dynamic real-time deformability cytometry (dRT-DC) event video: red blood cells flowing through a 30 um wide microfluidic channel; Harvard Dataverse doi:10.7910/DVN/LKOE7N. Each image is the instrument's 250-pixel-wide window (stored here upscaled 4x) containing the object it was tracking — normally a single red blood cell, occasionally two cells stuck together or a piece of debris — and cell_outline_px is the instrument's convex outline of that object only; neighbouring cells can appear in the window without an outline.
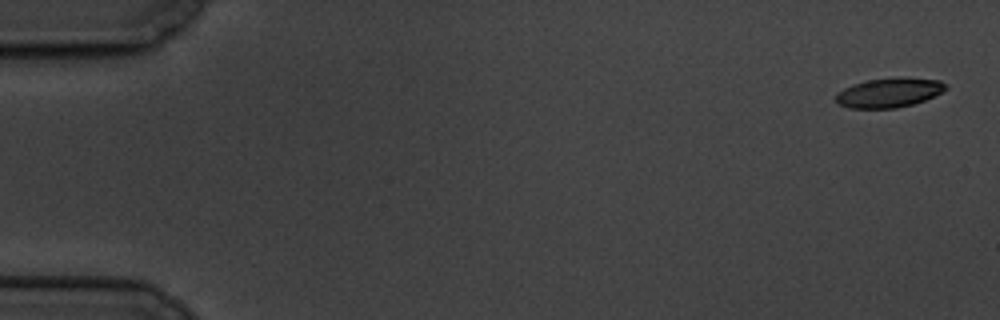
{"species": "common noctule bat (a hibernating species)", "species_latin": "Nyctalus noctula", "temperature_condition": "cold", "stored_images_in_passage": 5, "camera_frame_rate_fps": 3000, "um_per_image_px": 0.085, "animal": {"sex": "male", "body_mass_g": 19.5, "forearm_length_mm": 54.6}, "frame": {"image": 1, "passage_image": 1, "time_ms": 0.0, "image_size_px": [1000, 320], "cell_outline_px": [[948, 88], [924, 100], [912, 104], [896, 108], [848, 108], [840, 104], [836, 100], [836, 96], [844, 88], [852, 84], [868, 80], [900, 76], [940, 80], [948, 84]], "centroid_in_image_um": [75.6, 7.85], "position_along_channel_um": 9.4, "area_um2": 18.84}}
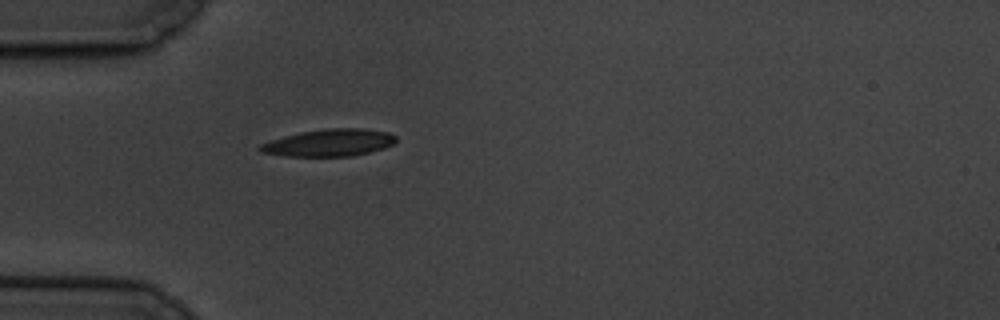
{"frame": {"image": 2, "passage_image": 5, "time_ms": 5.333, "image_size_px": [1000, 320], "cell_outline_px": [[396, 140], [392, 144], [384, 148], [352, 156], [284, 156], [260, 152], [256, 148], [260, 144], [284, 136], [300, 132], [324, 128], [360, 128], [388, 132], [396, 136]], "centroid_in_image_um": [27.95, 12.13], "position_along_channel_um": 57.0, "area_um2": 21.5}}